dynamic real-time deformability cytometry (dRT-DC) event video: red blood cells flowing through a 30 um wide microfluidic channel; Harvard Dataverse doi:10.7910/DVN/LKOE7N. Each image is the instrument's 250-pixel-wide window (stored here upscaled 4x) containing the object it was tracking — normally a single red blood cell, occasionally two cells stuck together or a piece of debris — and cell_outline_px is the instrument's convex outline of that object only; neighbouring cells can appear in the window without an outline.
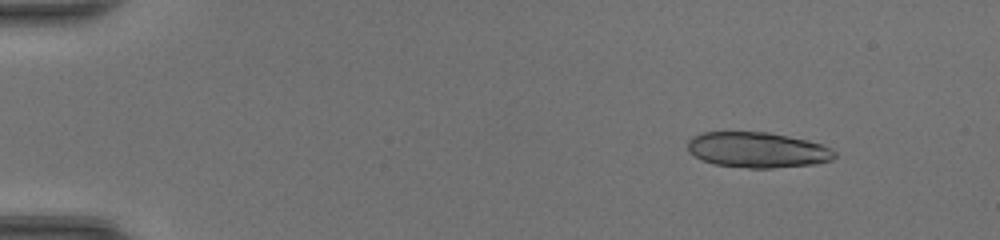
{"species": "common noctule bat (a hibernating species)", "species_latin": "Nyctalus noctula", "temperature_condition": "room temperature", "stored_images_in_passage": 47, "segment_of_instrument_passage": [1, 2], "camera_frame_rate_fps": 3000, "um_per_image_px": 0.085, "animal": {"sex": "female", "body_mass_g": 20.0, "forearm_length_mm": 54.0}, "frame": {"image": 1, "passage_image": 5, "time_ms": 1.333, "image_size_px": [1000, 240], "cell_outline_px": [[836, 156], [832, 160], [816, 164], [772, 168], [748, 168], [716, 164], [704, 160], [688, 152], [688, 140], [692, 136], [704, 132], [768, 132], [808, 140], [820, 144], [836, 152]], "centroid_in_image_um": [64.39, 12.74], "position_along_channel_um": 20.6, "area_um2": 30.29}}